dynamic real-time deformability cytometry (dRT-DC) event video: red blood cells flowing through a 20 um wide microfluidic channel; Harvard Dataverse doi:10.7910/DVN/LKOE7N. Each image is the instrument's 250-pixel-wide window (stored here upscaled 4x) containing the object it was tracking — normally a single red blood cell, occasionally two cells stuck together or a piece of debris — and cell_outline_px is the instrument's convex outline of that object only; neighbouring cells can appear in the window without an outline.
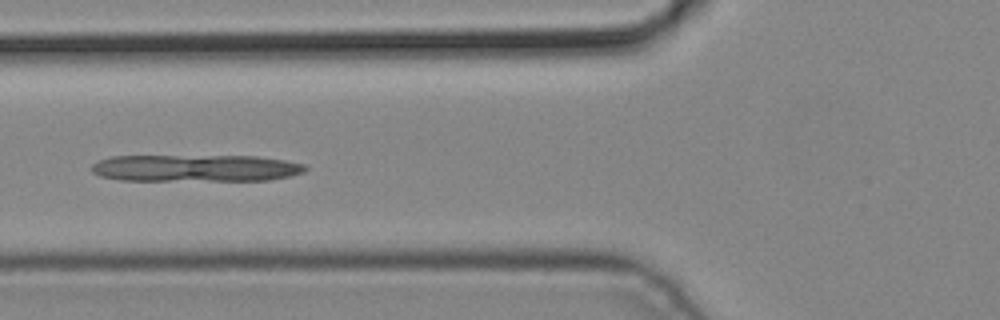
{"species": "common noctule bat (a hibernating species)", "species_latin": "Nyctalus noctula", "temperature_condition": "cold", "stored_images_in_passage": 6, "camera_frame_rate_fps": 3000, "um_per_image_px": 0.085, "animal": {"sex": "male", "body_mass_g": 19.2, "forearm_length_mm": 51.8}, "frame": {"image": 1, "passage_image": 6, "time_ms": 1.667, "image_size_px": [1000, 320], "cell_outline_px": [[308, 168], [304, 172], [288, 176], [268, 180], [120, 180], [100, 176], [92, 172], [92, 164], [100, 160], [112, 156], [256, 156], [284, 160], [304, 164]], "centroid_in_image_um": [16.62, 14.28], "position_along_channel_um": 109.2, "area_um2": 33.47}}